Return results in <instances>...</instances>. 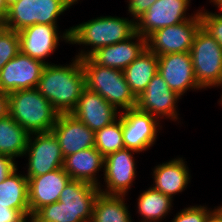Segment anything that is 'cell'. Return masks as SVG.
<instances>
[{
    "instance_id": "f1b7e54d",
    "label": "cell",
    "mask_w": 222,
    "mask_h": 222,
    "mask_svg": "<svg viewBox=\"0 0 222 222\" xmlns=\"http://www.w3.org/2000/svg\"><path fill=\"white\" fill-rule=\"evenodd\" d=\"M30 222H82L72 220V211L62 202H55L39 208L30 219Z\"/></svg>"
},
{
    "instance_id": "44dd1931",
    "label": "cell",
    "mask_w": 222,
    "mask_h": 222,
    "mask_svg": "<svg viewBox=\"0 0 222 222\" xmlns=\"http://www.w3.org/2000/svg\"><path fill=\"white\" fill-rule=\"evenodd\" d=\"M62 168L71 179L82 180L100 188L96 173L104 169V156L95 147L87 148L64 157Z\"/></svg>"
},
{
    "instance_id": "7a4b0ae2",
    "label": "cell",
    "mask_w": 222,
    "mask_h": 222,
    "mask_svg": "<svg viewBox=\"0 0 222 222\" xmlns=\"http://www.w3.org/2000/svg\"><path fill=\"white\" fill-rule=\"evenodd\" d=\"M69 43L91 46L90 50L80 51L76 57H89L97 49L128 40L136 33L134 19L101 16L70 27Z\"/></svg>"
},
{
    "instance_id": "277c9868",
    "label": "cell",
    "mask_w": 222,
    "mask_h": 222,
    "mask_svg": "<svg viewBox=\"0 0 222 222\" xmlns=\"http://www.w3.org/2000/svg\"><path fill=\"white\" fill-rule=\"evenodd\" d=\"M81 63L88 90L98 93L119 112L136 107L137 97L123 71L98 65L90 57L82 58Z\"/></svg>"
},
{
    "instance_id": "4316f807",
    "label": "cell",
    "mask_w": 222,
    "mask_h": 222,
    "mask_svg": "<svg viewBox=\"0 0 222 222\" xmlns=\"http://www.w3.org/2000/svg\"><path fill=\"white\" fill-rule=\"evenodd\" d=\"M173 199L153 187L139 195L137 212L143 218L141 222H158L170 212Z\"/></svg>"
},
{
    "instance_id": "d590c367",
    "label": "cell",
    "mask_w": 222,
    "mask_h": 222,
    "mask_svg": "<svg viewBox=\"0 0 222 222\" xmlns=\"http://www.w3.org/2000/svg\"><path fill=\"white\" fill-rule=\"evenodd\" d=\"M9 115V96L8 93L0 91V119Z\"/></svg>"
},
{
    "instance_id": "5b68a950",
    "label": "cell",
    "mask_w": 222,
    "mask_h": 222,
    "mask_svg": "<svg viewBox=\"0 0 222 222\" xmlns=\"http://www.w3.org/2000/svg\"><path fill=\"white\" fill-rule=\"evenodd\" d=\"M72 5L71 0H18L8 6L2 25L17 32L34 24L57 25V17Z\"/></svg>"
},
{
    "instance_id": "484cf974",
    "label": "cell",
    "mask_w": 222,
    "mask_h": 222,
    "mask_svg": "<svg viewBox=\"0 0 222 222\" xmlns=\"http://www.w3.org/2000/svg\"><path fill=\"white\" fill-rule=\"evenodd\" d=\"M124 197L99 193L91 222H133Z\"/></svg>"
},
{
    "instance_id": "e0dca14e",
    "label": "cell",
    "mask_w": 222,
    "mask_h": 222,
    "mask_svg": "<svg viewBox=\"0 0 222 222\" xmlns=\"http://www.w3.org/2000/svg\"><path fill=\"white\" fill-rule=\"evenodd\" d=\"M71 114L96 132L114 122L120 112L98 93L85 88Z\"/></svg>"
},
{
    "instance_id": "d6a6232c",
    "label": "cell",
    "mask_w": 222,
    "mask_h": 222,
    "mask_svg": "<svg viewBox=\"0 0 222 222\" xmlns=\"http://www.w3.org/2000/svg\"><path fill=\"white\" fill-rule=\"evenodd\" d=\"M29 220L22 211L0 204V222H30Z\"/></svg>"
},
{
    "instance_id": "d4e9b609",
    "label": "cell",
    "mask_w": 222,
    "mask_h": 222,
    "mask_svg": "<svg viewBox=\"0 0 222 222\" xmlns=\"http://www.w3.org/2000/svg\"><path fill=\"white\" fill-rule=\"evenodd\" d=\"M29 135L10 115L0 119V154L14 159L25 155Z\"/></svg>"
},
{
    "instance_id": "d6986e66",
    "label": "cell",
    "mask_w": 222,
    "mask_h": 222,
    "mask_svg": "<svg viewBox=\"0 0 222 222\" xmlns=\"http://www.w3.org/2000/svg\"><path fill=\"white\" fill-rule=\"evenodd\" d=\"M133 40L136 41L134 42ZM146 48L147 38L136 32L128 40L101 47L89 57L98 65L123 71Z\"/></svg>"
},
{
    "instance_id": "74e56055",
    "label": "cell",
    "mask_w": 222,
    "mask_h": 222,
    "mask_svg": "<svg viewBox=\"0 0 222 222\" xmlns=\"http://www.w3.org/2000/svg\"><path fill=\"white\" fill-rule=\"evenodd\" d=\"M8 12V6L4 0H0V20L3 21L6 18Z\"/></svg>"
},
{
    "instance_id": "7c38bea8",
    "label": "cell",
    "mask_w": 222,
    "mask_h": 222,
    "mask_svg": "<svg viewBox=\"0 0 222 222\" xmlns=\"http://www.w3.org/2000/svg\"><path fill=\"white\" fill-rule=\"evenodd\" d=\"M45 65L42 61L19 52L0 70V91L11 93L36 88Z\"/></svg>"
},
{
    "instance_id": "9a60e30c",
    "label": "cell",
    "mask_w": 222,
    "mask_h": 222,
    "mask_svg": "<svg viewBox=\"0 0 222 222\" xmlns=\"http://www.w3.org/2000/svg\"><path fill=\"white\" fill-rule=\"evenodd\" d=\"M158 73L179 96L189 89H202L195 79L190 52L158 56Z\"/></svg>"
},
{
    "instance_id": "f35d334b",
    "label": "cell",
    "mask_w": 222,
    "mask_h": 222,
    "mask_svg": "<svg viewBox=\"0 0 222 222\" xmlns=\"http://www.w3.org/2000/svg\"><path fill=\"white\" fill-rule=\"evenodd\" d=\"M214 5H216L221 13H218L219 15L222 16V0H213L212 1Z\"/></svg>"
},
{
    "instance_id": "52a82bcc",
    "label": "cell",
    "mask_w": 222,
    "mask_h": 222,
    "mask_svg": "<svg viewBox=\"0 0 222 222\" xmlns=\"http://www.w3.org/2000/svg\"><path fill=\"white\" fill-rule=\"evenodd\" d=\"M200 27L201 19L198 11L187 21L154 31L147 37V48L157 56L190 52Z\"/></svg>"
},
{
    "instance_id": "1f68e13d",
    "label": "cell",
    "mask_w": 222,
    "mask_h": 222,
    "mask_svg": "<svg viewBox=\"0 0 222 222\" xmlns=\"http://www.w3.org/2000/svg\"><path fill=\"white\" fill-rule=\"evenodd\" d=\"M207 206H190L176 213L172 222H207L209 216L217 209L209 210Z\"/></svg>"
},
{
    "instance_id": "cb8c5ba5",
    "label": "cell",
    "mask_w": 222,
    "mask_h": 222,
    "mask_svg": "<svg viewBox=\"0 0 222 222\" xmlns=\"http://www.w3.org/2000/svg\"><path fill=\"white\" fill-rule=\"evenodd\" d=\"M16 169L0 183V204L22 211L31 219L28 201V178Z\"/></svg>"
},
{
    "instance_id": "ab89813d",
    "label": "cell",
    "mask_w": 222,
    "mask_h": 222,
    "mask_svg": "<svg viewBox=\"0 0 222 222\" xmlns=\"http://www.w3.org/2000/svg\"><path fill=\"white\" fill-rule=\"evenodd\" d=\"M4 1H5L6 5L9 6V5H11L12 3H14L18 0H4Z\"/></svg>"
},
{
    "instance_id": "ac0fdd59",
    "label": "cell",
    "mask_w": 222,
    "mask_h": 222,
    "mask_svg": "<svg viewBox=\"0 0 222 222\" xmlns=\"http://www.w3.org/2000/svg\"><path fill=\"white\" fill-rule=\"evenodd\" d=\"M28 178V201L31 216L46 205L58 202L65 185L71 179L63 168Z\"/></svg>"
},
{
    "instance_id": "4dcf8cb0",
    "label": "cell",
    "mask_w": 222,
    "mask_h": 222,
    "mask_svg": "<svg viewBox=\"0 0 222 222\" xmlns=\"http://www.w3.org/2000/svg\"><path fill=\"white\" fill-rule=\"evenodd\" d=\"M201 19V27L205 29L222 47V16L216 12L198 10Z\"/></svg>"
},
{
    "instance_id": "60d3db41",
    "label": "cell",
    "mask_w": 222,
    "mask_h": 222,
    "mask_svg": "<svg viewBox=\"0 0 222 222\" xmlns=\"http://www.w3.org/2000/svg\"><path fill=\"white\" fill-rule=\"evenodd\" d=\"M74 4H76V2H78L79 0H71Z\"/></svg>"
},
{
    "instance_id": "836d02e7",
    "label": "cell",
    "mask_w": 222,
    "mask_h": 222,
    "mask_svg": "<svg viewBox=\"0 0 222 222\" xmlns=\"http://www.w3.org/2000/svg\"><path fill=\"white\" fill-rule=\"evenodd\" d=\"M156 1L157 0H128V13H130L133 19L136 20Z\"/></svg>"
},
{
    "instance_id": "3957f363",
    "label": "cell",
    "mask_w": 222,
    "mask_h": 222,
    "mask_svg": "<svg viewBox=\"0 0 222 222\" xmlns=\"http://www.w3.org/2000/svg\"><path fill=\"white\" fill-rule=\"evenodd\" d=\"M8 96L9 115L29 134L52 131L59 113L36 88L16 90Z\"/></svg>"
},
{
    "instance_id": "5bb4252c",
    "label": "cell",
    "mask_w": 222,
    "mask_h": 222,
    "mask_svg": "<svg viewBox=\"0 0 222 222\" xmlns=\"http://www.w3.org/2000/svg\"><path fill=\"white\" fill-rule=\"evenodd\" d=\"M57 29V25L48 24H34L22 29L18 32L20 52L48 64L44 58L53 54L59 41L63 38L64 41L69 42L71 28L67 29L62 36H59Z\"/></svg>"
},
{
    "instance_id": "f546056e",
    "label": "cell",
    "mask_w": 222,
    "mask_h": 222,
    "mask_svg": "<svg viewBox=\"0 0 222 222\" xmlns=\"http://www.w3.org/2000/svg\"><path fill=\"white\" fill-rule=\"evenodd\" d=\"M20 52V40L17 31L0 27V70Z\"/></svg>"
},
{
    "instance_id": "83f0119b",
    "label": "cell",
    "mask_w": 222,
    "mask_h": 222,
    "mask_svg": "<svg viewBox=\"0 0 222 222\" xmlns=\"http://www.w3.org/2000/svg\"><path fill=\"white\" fill-rule=\"evenodd\" d=\"M95 148L104 157L125 148L120 114L114 122L95 132Z\"/></svg>"
},
{
    "instance_id": "7402d4cb",
    "label": "cell",
    "mask_w": 222,
    "mask_h": 222,
    "mask_svg": "<svg viewBox=\"0 0 222 222\" xmlns=\"http://www.w3.org/2000/svg\"><path fill=\"white\" fill-rule=\"evenodd\" d=\"M186 162L175 158L169 162L157 165L153 171V188L164 195H173L185 190L190 182V174Z\"/></svg>"
},
{
    "instance_id": "8fae6325",
    "label": "cell",
    "mask_w": 222,
    "mask_h": 222,
    "mask_svg": "<svg viewBox=\"0 0 222 222\" xmlns=\"http://www.w3.org/2000/svg\"><path fill=\"white\" fill-rule=\"evenodd\" d=\"M191 0H157L135 20L136 32L147 38L154 31L182 23L194 17L186 16Z\"/></svg>"
},
{
    "instance_id": "8992f818",
    "label": "cell",
    "mask_w": 222,
    "mask_h": 222,
    "mask_svg": "<svg viewBox=\"0 0 222 222\" xmlns=\"http://www.w3.org/2000/svg\"><path fill=\"white\" fill-rule=\"evenodd\" d=\"M190 55L195 79L202 89L222 85V47L202 27L194 37Z\"/></svg>"
},
{
    "instance_id": "4fadbf2b",
    "label": "cell",
    "mask_w": 222,
    "mask_h": 222,
    "mask_svg": "<svg viewBox=\"0 0 222 222\" xmlns=\"http://www.w3.org/2000/svg\"><path fill=\"white\" fill-rule=\"evenodd\" d=\"M179 99L181 96L172 91L162 76L157 73L147 88L137 97L136 108L157 119L166 117L176 121L179 118L176 110Z\"/></svg>"
},
{
    "instance_id": "ba28073f",
    "label": "cell",
    "mask_w": 222,
    "mask_h": 222,
    "mask_svg": "<svg viewBox=\"0 0 222 222\" xmlns=\"http://www.w3.org/2000/svg\"><path fill=\"white\" fill-rule=\"evenodd\" d=\"M26 153L29 157L26 177H36L63 167L64 157L52 131L30 134L24 156Z\"/></svg>"
},
{
    "instance_id": "b9f144b4",
    "label": "cell",
    "mask_w": 222,
    "mask_h": 222,
    "mask_svg": "<svg viewBox=\"0 0 222 222\" xmlns=\"http://www.w3.org/2000/svg\"><path fill=\"white\" fill-rule=\"evenodd\" d=\"M221 88H222V85H221ZM220 103H221V105H222V95H221V99H220V101H219Z\"/></svg>"
},
{
    "instance_id": "9c48e42d",
    "label": "cell",
    "mask_w": 222,
    "mask_h": 222,
    "mask_svg": "<svg viewBox=\"0 0 222 222\" xmlns=\"http://www.w3.org/2000/svg\"><path fill=\"white\" fill-rule=\"evenodd\" d=\"M139 153L132 149H121L104 157L105 189L99 188L106 195L126 196L136 178V164L133 154Z\"/></svg>"
},
{
    "instance_id": "6da1fadb",
    "label": "cell",
    "mask_w": 222,
    "mask_h": 222,
    "mask_svg": "<svg viewBox=\"0 0 222 222\" xmlns=\"http://www.w3.org/2000/svg\"><path fill=\"white\" fill-rule=\"evenodd\" d=\"M85 88V74L78 57L69 65L46 64L36 87L59 114L72 113Z\"/></svg>"
},
{
    "instance_id": "ffe728a7",
    "label": "cell",
    "mask_w": 222,
    "mask_h": 222,
    "mask_svg": "<svg viewBox=\"0 0 222 222\" xmlns=\"http://www.w3.org/2000/svg\"><path fill=\"white\" fill-rule=\"evenodd\" d=\"M99 193L98 186L82 180L70 179L58 201L72 211V220L91 222L94 203Z\"/></svg>"
},
{
    "instance_id": "30bf717a",
    "label": "cell",
    "mask_w": 222,
    "mask_h": 222,
    "mask_svg": "<svg viewBox=\"0 0 222 222\" xmlns=\"http://www.w3.org/2000/svg\"><path fill=\"white\" fill-rule=\"evenodd\" d=\"M120 115L125 148L140 153L154 145L160 119L136 107L121 111Z\"/></svg>"
},
{
    "instance_id": "e575fe53",
    "label": "cell",
    "mask_w": 222,
    "mask_h": 222,
    "mask_svg": "<svg viewBox=\"0 0 222 222\" xmlns=\"http://www.w3.org/2000/svg\"><path fill=\"white\" fill-rule=\"evenodd\" d=\"M17 169L14 158L0 154V183Z\"/></svg>"
},
{
    "instance_id": "603a6c76",
    "label": "cell",
    "mask_w": 222,
    "mask_h": 222,
    "mask_svg": "<svg viewBox=\"0 0 222 222\" xmlns=\"http://www.w3.org/2000/svg\"><path fill=\"white\" fill-rule=\"evenodd\" d=\"M123 73L131 91L138 97L158 73V56L146 48Z\"/></svg>"
},
{
    "instance_id": "7bdbcfd3",
    "label": "cell",
    "mask_w": 222,
    "mask_h": 222,
    "mask_svg": "<svg viewBox=\"0 0 222 222\" xmlns=\"http://www.w3.org/2000/svg\"><path fill=\"white\" fill-rule=\"evenodd\" d=\"M218 208H219V210L222 212V206H219Z\"/></svg>"
},
{
    "instance_id": "2e32d148",
    "label": "cell",
    "mask_w": 222,
    "mask_h": 222,
    "mask_svg": "<svg viewBox=\"0 0 222 222\" xmlns=\"http://www.w3.org/2000/svg\"><path fill=\"white\" fill-rule=\"evenodd\" d=\"M52 132L59 141L63 157L95 147V132L70 114H59Z\"/></svg>"
},
{
    "instance_id": "8d00e7d4",
    "label": "cell",
    "mask_w": 222,
    "mask_h": 222,
    "mask_svg": "<svg viewBox=\"0 0 222 222\" xmlns=\"http://www.w3.org/2000/svg\"><path fill=\"white\" fill-rule=\"evenodd\" d=\"M207 222H222V212L217 209L209 216Z\"/></svg>"
}]
</instances>
